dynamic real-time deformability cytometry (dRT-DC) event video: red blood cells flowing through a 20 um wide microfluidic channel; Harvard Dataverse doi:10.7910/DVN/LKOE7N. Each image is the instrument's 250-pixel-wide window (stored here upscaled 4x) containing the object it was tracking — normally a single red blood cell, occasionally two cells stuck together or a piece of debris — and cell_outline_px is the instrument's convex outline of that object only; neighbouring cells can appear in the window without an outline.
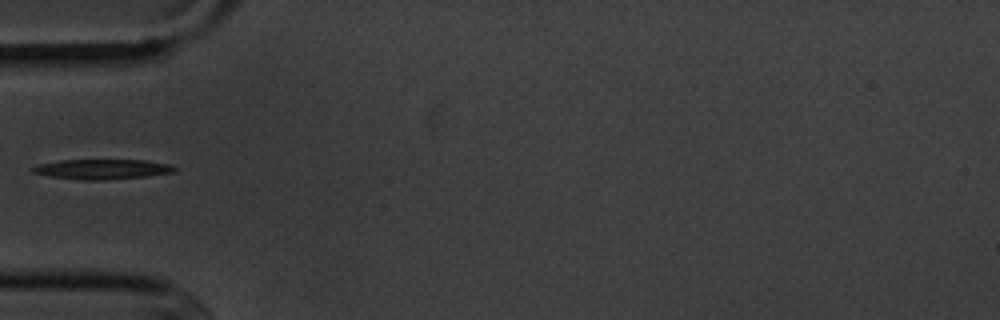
{"species": "common noctule bat (a hibernating species)", "species_latin": "Nyctalus noctula", "temperature_condition": "cold", "stored_images_in_passage": 5, "camera_frame_rate_fps": 3000, "um_per_image_px": 0.085, "animal": {"sex": "male", "body_mass_g": 20.1, "forearm_length_mm": 53.5}, "frame": {"image": 1, "passage_image": 5, "time_ms": 4.667, "image_size_px": [1000, 320], "cell_outline_px": [[176, 172], [148, 176], [104, 180], [84, 180], [48, 176], [32, 172], [28, 168], [40, 164], [60, 160], [144, 160], [172, 164], [176, 168]], "centroid_in_image_um": [8.7, 14.38], "position_along_channel_um": 76.3, "area_um2": 16.65}}